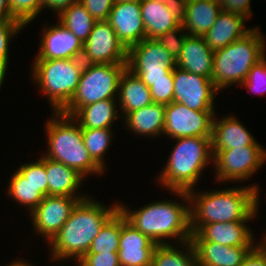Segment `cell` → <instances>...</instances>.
<instances>
[{
  "label": "cell",
  "instance_id": "2",
  "mask_svg": "<svg viewBox=\"0 0 266 266\" xmlns=\"http://www.w3.org/2000/svg\"><path fill=\"white\" fill-rule=\"evenodd\" d=\"M167 193L178 198L152 201L135 210L119 199V210L131 225L157 244H173L174 241L178 244L189 241L192 233L188 192L167 191Z\"/></svg>",
  "mask_w": 266,
  "mask_h": 266
},
{
  "label": "cell",
  "instance_id": "46",
  "mask_svg": "<svg viewBox=\"0 0 266 266\" xmlns=\"http://www.w3.org/2000/svg\"><path fill=\"white\" fill-rule=\"evenodd\" d=\"M0 19H15L12 16L8 0H0Z\"/></svg>",
  "mask_w": 266,
  "mask_h": 266
},
{
  "label": "cell",
  "instance_id": "42",
  "mask_svg": "<svg viewBox=\"0 0 266 266\" xmlns=\"http://www.w3.org/2000/svg\"><path fill=\"white\" fill-rule=\"evenodd\" d=\"M222 10L244 15L250 19L252 15L251 0H217Z\"/></svg>",
  "mask_w": 266,
  "mask_h": 266
},
{
  "label": "cell",
  "instance_id": "33",
  "mask_svg": "<svg viewBox=\"0 0 266 266\" xmlns=\"http://www.w3.org/2000/svg\"><path fill=\"white\" fill-rule=\"evenodd\" d=\"M121 234V212L118 210L100 229L86 254L117 253Z\"/></svg>",
  "mask_w": 266,
  "mask_h": 266
},
{
  "label": "cell",
  "instance_id": "11",
  "mask_svg": "<svg viewBox=\"0 0 266 266\" xmlns=\"http://www.w3.org/2000/svg\"><path fill=\"white\" fill-rule=\"evenodd\" d=\"M173 102L182 103L195 111H215V99L219 91L212 79L190 73L179 67L173 69Z\"/></svg>",
  "mask_w": 266,
  "mask_h": 266
},
{
  "label": "cell",
  "instance_id": "26",
  "mask_svg": "<svg viewBox=\"0 0 266 266\" xmlns=\"http://www.w3.org/2000/svg\"><path fill=\"white\" fill-rule=\"evenodd\" d=\"M119 110L117 99H105L83 106L72 118L82 129H114L115 121L123 120Z\"/></svg>",
  "mask_w": 266,
  "mask_h": 266
},
{
  "label": "cell",
  "instance_id": "24",
  "mask_svg": "<svg viewBox=\"0 0 266 266\" xmlns=\"http://www.w3.org/2000/svg\"><path fill=\"white\" fill-rule=\"evenodd\" d=\"M165 107L166 105L152 103L141 109L130 112L124 119L126 130L128 129L133 135L146 136L156 139L163 137L165 126Z\"/></svg>",
  "mask_w": 266,
  "mask_h": 266
},
{
  "label": "cell",
  "instance_id": "1",
  "mask_svg": "<svg viewBox=\"0 0 266 266\" xmlns=\"http://www.w3.org/2000/svg\"><path fill=\"white\" fill-rule=\"evenodd\" d=\"M211 190L188 191L191 233H195L202 225L251 222L258 216L261 194L258 183Z\"/></svg>",
  "mask_w": 266,
  "mask_h": 266
},
{
  "label": "cell",
  "instance_id": "36",
  "mask_svg": "<svg viewBox=\"0 0 266 266\" xmlns=\"http://www.w3.org/2000/svg\"><path fill=\"white\" fill-rule=\"evenodd\" d=\"M12 16L25 27L43 12L42 0H8Z\"/></svg>",
  "mask_w": 266,
  "mask_h": 266
},
{
  "label": "cell",
  "instance_id": "6",
  "mask_svg": "<svg viewBox=\"0 0 266 266\" xmlns=\"http://www.w3.org/2000/svg\"><path fill=\"white\" fill-rule=\"evenodd\" d=\"M259 28L255 26L244 37L213 51L212 81L219 92L232 85H241L253 65L266 56V36Z\"/></svg>",
  "mask_w": 266,
  "mask_h": 266
},
{
  "label": "cell",
  "instance_id": "13",
  "mask_svg": "<svg viewBox=\"0 0 266 266\" xmlns=\"http://www.w3.org/2000/svg\"><path fill=\"white\" fill-rule=\"evenodd\" d=\"M127 52L110 23L102 20L83 43L81 58L87 64H127Z\"/></svg>",
  "mask_w": 266,
  "mask_h": 266
},
{
  "label": "cell",
  "instance_id": "37",
  "mask_svg": "<svg viewBox=\"0 0 266 266\" xmlns=\"http://www.w3.org/2000/svg\"><path fill=\"white\" fill-rule=\"evenodd\" d=\"M240 86L253 94L266 95V56L253 65Z\"/></svg>",
  "mask_w": 266,
  "mask_h": 266
},
{
  "label": "cell",
  "instance_id": "5",
  "mask_svg": "<svg viewBox=\"0 0 266 266\" xmlns=\"http://www.w3.org/2000/svg\"><path fill=\"white\" fill-rule=\"evenodd\" d=\"M44 131L48 146L43 155L76 170L85 179L102 176L105 171L91 158L82 138V128L68 115L52 112Z\"/></svg>",
  "mask_w": 266,
  "mask_h": 266
},
{
  "label": "cell",
  "instance_id": "7",
  "mask_svg": "<svg viewBox=\"0 0 266 266\" xmlns=\"http://www.w3.org/2000/svg\"><path fill=\"white\" fill-rule=\"evenodd\" d=\"M82 58L33 60L30 79L47 98L51 112H61L74 96L84 68Z\"/></svg>",
  "mask_w": 266,
  "mask_h": 266
},
{
  "label": "cell",
  "instance_id": "38",
  "mask_svg": "<svg viewBox=\"0 0 266 266\" xmlns=\"http://www.w3.org/2000/svg\"><path fill=\"white\" fill-rule=\"evenodd\" d=\"M188 36L189 35L183 26L180 25L176 29L160 35L156 40L160 42L174 58L177 59Z\"/></svg>",
  "mask_w": 266,
  "mask_h": 266
},
{
  "label": "cell",
  "instance_id": "40",
  "mask_svg": "<svg viewBox=\"0 0 266 266\" xmlns=\"http://www.w3.org/2000/svg\"><path fill=\"white\" fill-rule=\"evenodd\" d=\"M96 21L108 20L115 0H79Z\"/></svg>",
  "mask_w": 266,
  "mask_h": 266
},
{
  "label": "cell",
  "instance_id": "8",
  "mask_svg": "<svg viewBox=\"0 0 266 266\" xmlns=\"http://www.w3.org/2000/svg\"><path fill=\"white\" fill-rule=\"evenodd\" d=\"M127 64H84L77 90L62 114L73 116L80 108L105 99H117L119 81Z\"/></svg>",
  "mask_w": 266,
  "mask_h": 266
},
{
  "label": "cell",
  "instance_id": "31",
  "mask_svg": "<svg viewBox=\"0 0 266 266\" xmlns=\"http://www.w3.org/2000/svg\"><path fill=\"white\" fill-rule=\"evenodd\" d=\"M57 18L81 43L86 41L97 22L79 1L64 9Z\"/></svg>",
  "mask_w": 266,
  "mask_h": 266
},
{
  "label": "cell",
  "instance_id": "12",
  "mask_svg": "<svg viewBox=\"0 0 266 266\" xmlns=\"http://www.w3.org/2000/svg\"><path fill=\"white\" fill-rule=\"evenodd\" d=\"M215 112L217 111H195L182 103L171 102L165 107L163 137L172 140L185 137H211Z\"/></svg>",
  "mask_w": 266,
  "mask_h": 266
},
{
  "label": "cell",
  "instance_id": "51",
  "mask_svg": "<svg viewBox=\"0 0 266 266\" xmlns=\"http://www.w3.org/2000/svg\"><path fill=\"white\" fill-rule=\"evenodd\" d=\"M186 1H187V3H188V2L196 1V0H186ZM210 1H217V0H210Z\"/></svg>",
  "mask_w": 266,
  "mask_h": 266
},
{
  "label": "cell",
  "instance_id": "50",
  "mask_svg": "<svg viewBox=\"0 0 266 266\" xmlns=\"http://www.w3.org/2000/svg\"><path fill=\"white\" fill-rule=\"evenodd\" d=\"M4 84V81L0 78V90H1V86Z\"/></svg>",
  "mask_w": 266,
  "mask_h": 266
},
{
  "label": "cell",
  "instance_id": "34",
  "mask_svg": "<svg viewBox=\"0 0 266 266\" xmlns=\"http://www.w3.org/2000/svg\"><path fill=\"white\" fill-rule=\"evenodd\" d=\"M24 28L26 27L16 19H0V78L3 81H5L8 67H10L8 66L10 44Z\"/></svg>",
  "mask_w": 266,
  "mask_h": 266
},
{
  "label": "cell",
  "instance_id": "41",
  "mask_svg": "<svg viewBox=\"0 0 266 266\" xmlns=\"http://www.w3.org/2000/svg\"><path fill=\"white\" fill-rule=\"evenodd\" d=\"M75 266H120L118 253L85 254Z\"/></svg>",
  "mask_w": 266,
  "mask_h": 266
},
{
  "label": "cell",
  "instance_id": "18",
  "mask_svg": "<svg viewBox=\"0 0 266 266\" xmlns=\"http://www.w3.org/2000/svg\"><path fill=\"white\" fill-rule=\"evenodd\" d=\"M249 222L210 223L192 233L190 241H212L232 247H255L254 233Z\"/></svg>",
  "mask_w": 266,
  "mask_h": 266
},
{
  "label": "cell",
  "instance_id": "20",
  "mask_svg": "<svg viewBox=\"0 0 266 266\" xmlns=\"http://www.w3.org/2000/svg\"><path fill=\"white\" fill-rule=\"evenodd\" d=\"M247 20L244 15L222 10L203 38L212 51L223 49L253 29L245 26Z\"/></svg>",
  "mask_w": 266,
  "mask_h": 266
},
{
  "label": "cell",
  "instance_id": "35",
  "mask_svg": "<svg viewBox=\"0 0 266 266\" xmlns=\"http://www.w3.org/2000/svg\"><path fill=\"white\" fill-rule=\"evenodd\" d=\"M22 176L38 188V191L45 197L48 195V180L45 171V156L36 161H27L17 167Z\"/></svg>",
  "mask_w": 266,
  "mask_h": 266
},
{
  "label": "cell",
  "instance_id": "4",
  "mask_svg": "<svg viewBox=\"0 0 266 266\" xmlns=\"http://www.w3.org/2000/svg\"><path fill=\"white\" fill-rule=\"evenodd\" d=\"M172 142L174 147L154 182L167 191L188 192L195 189L204 169L213 165L211 137H185Z\"/></svg>",
  "mask_w": 266,
  "mask_h": 266
},
{
  "label": "cell",
  "instance_id": "47",
  "mask_svg": "<svg viewBox=\"0 0 266 266\" xmlns=\"http://www.w3.org/2000/svg\"><path fill=\"white\" fill-rule=\"evenodd\" d=\"M34 263H30L29 259L27 260L25 258V260L22 258H17L13 261H11L10 263H8L7 265L5 266H36V265H33Z\"/></svg>",
  "mask_w": 266,
  "mask_h": 266
},
{
  "label": "cell",
  "instance_id": "9",
  "mask_svg": "<svg viewBox=\"0 0 266 266\" xmlns=\"http://www.w3.org/2000/svg\"><path fill=\"white\" fill-rule=\"evenodd\" d=\"M255 141L235 149L212 150L215 183H245L253 178L266 162V149Z\"/></svg>",
  "mask_w": 266,
  "mask_h": 266
},
{
  "label": "cell",
  "instance_id": "25",
  "mask_svg": "<svg viewBox=\"0 0 266 266\" xmlns=\"http://www.w3.org/2000/svg\"><path fill=\"white\" fill-rule=\"evenodd\" d=\"M117 103L123 119L130 112L153 103L150 88L127 68L122 73L119 81Z\"/></svg>",
  "mask_w": 266,
  "mask_h": 266
},
{
  "label": "cell",
  "instance_id": "44",
  "mask_svg": "<svg viewBox=\"0 0 266 266\" xmlns=\"http://www.w3.org/2000/svg\"><path fill=\"white\" fill-rule=\"evenodd\" d=\"M79 0H42V8L51 10L59 15L64 9H67L72 4L77 3Z\"/></svg>",
  "mask_w": 266,
  "mask_h": 266
},
{
  "label": "cell",
  "instance_id": "17",
  "mask_svg": "<svg viewBox=\"0 0 266 266\" xmlns=\"http://www.w3.org/2000/svg\"><path fill=\"white\" fill-rule=\"evenodd\" d=\"M107 21L127 50L147 38L140 2H115Z\"/></svg>",
  "mask_w": 266,
  "mask_h": 266
},
{
  "label": "cell",
  "instance_id": "32",
  "mask_svg": "<svg viewBox=\"0 0 266 266\" xmlns=\"http://www.w3.org/2000/svg\"><path fill=\"white\" fill-rule=\"evenodd\" d=\"M114 129H82V138L91 158L106 172L107 165L105 154L107 153L115 137Z\"/></svg>",
  "mask_w": 266,
  "mask_h": 266
},
{
  "label": "cell",
  "instance_id": "14",
  "mask_svg": "<svg viewBox=\"0 0 266 266\" xmlns=\"http://www.w3.org/2000/svg\"><path fill=\"white\" fill-rule=\"evenodd\" d=\"M80 201L78 197L51 196L44 197L42 202L30 213V222L34 233L49 243L69 219L73 208Z\"/></svg>",
  "mask_w": 266,
  "mask_h": 266
},
{
  "label": "cell",
  "instance_id": "22",
  "mask_svg": "<svg viewBox=\"0 0 266 266\" xmlns=\"http://www.w3.org/2000/svg\"><path fill=\"white\" fill-rule=\"evenodd\" d=\"M214 54L205 39L188 36L176 59L177 67L212 79Z\"/></svg>",
  "mask_w": 266,
  "mask_h": 266
},
{
  "label": "cell",
  "instance_id": "29",
  "mask_svg": "<svg viewBox=\"0 0 266 266\" xmlns=\"http://www.w3.org/2000/svg\"><path fill=\"white\" fill-rule=\"evenodd\" d=\"M151 266H198L192 242L189 240L178 244H158Z\"/></svg>",
  "mask_w": 266,
  "mask_h": 266
},
{
  "label": "cell",
  "instance_id": "19",
  "mask_svg": "<svg viewBox=\"0 0 266 266\" xmlns=\"http://www.w3.org/2000/svg\"><path fill=\"white\" fill-rule=\"evenodd\" d=\"M215 113L212 124L211 148L212 150L235 149L252 145L256 139L242 121L232 113L220 118Z\"/></svg>",
  "mask_w": 266,
  "mask_h": 266
},
{
  "label": "cell",
  "instance_id": "28",
  "mask_svg": "<svg viewBox=\"0 0 266 266\" xmlns=\"http://www.w3.org/2000/svg\"><path fill=\"white\" fill-rule=\"evenodd\" d=\"M140 6L142 21L148 39H157L160 35L181 25L159 0H143Z\"/></svg>",
  "mask_w": 266,
  "mask_h": 266
},
{
  "label": "cell",
  "instance_id": "48",
  "mask_svg": "<svg viewBox=\"0 0 266 266\" xmlns=\"http://www.w3.org/2000/svg\"><path fill=\"white\" fill-rule=\"evenodd\" d=\"M262 239H258L256 246L266 255V232Z\"/></svg>",
  "mask_w": 266,
  "mask_h": 266
},
{
  "label": "cell",
  "instance_id": "21",
  "mask_svg": "<svg viewBox=\"0 0 266 266\" xmlns=\"http://www.w3.org/2000/svg\"><path fill=\"white\" fill-rule=\"evenodd\" d=\"M45 171L48 180V195L78 197L80 200L89 196L79 191V189L82 190L81 186L85 178L76 170L45 157Z\"/></svg>",
  "mask_w": 266,
  "mask_h": 266
},
{
  "label": "cell",
  "instance_id": "45",
  "mask_svg": "<svg viewBox=\"0 0 266 266\" xmlns=\"http://www.w3.org/2000/svg\"><path fill=\"white\" fill-rule=\"evenodd\" d=\"M241 266H266V255L255 246L246 256Z\"/></svg>",
  "mask_w": 266,
  "mask_h": 266
},
{
  "label": "cell",
  "instance_id": "43",
  "mask_svg": "<svg viewBox=\"0 0 266 266\" xmlns=\"http://www.w3.org/2000/svg\"><path fill=\"white\" fill-rule=\"evenodd\" d=\"M182 23L185 19L186 0H159Z\"/></svg>",
  "mask_w": 266,
  "mask_h": 266
},
{
  "label": "cell",
  "instance_id": "15",
  "mask_svg": "<svg viewBox=\"0 0 266 266\" xmlns=\"http://www.w3.org/2000/svg\"><path fill=\"white\" fill-rule=\"evenodd\" d=\"M50 26L44 24L40 33L36 58L34 60H62L81 58L83 43L59 20ZM43 31V32H42Z\"/></svg>",
  "mask_w": 266,
  "mask_h": 266
},
{
  "label": "cell",
  "instance_id": "30",
  "mask_svg": "<svg viewBox=\"0 0 266 266\" xmlns=\"http://www.w3.org/2000/svg\"><path fill=\"white\" fill-rule=\"evenodd\" d=\"M11 173V177L6 188V193L9 199L17 202L19 206L27 209L29 214L42 202L44 196L38 191L32 183L27 181L22 174L16 169Z\"/></svg>",
  "mask_w": 266,
  "mask_h": 266
},
{
  "label": "cell",
  "instance_id": "10",
  "mask_svg": "<svg viewBox=\"0 0 266 266\" xmlns=\"http://www.w3.org/2000/svg\"><path fill=\"white\" fill-rule=\"evenodd\" d=\"M174 58L156 39L145 38L127 52V69L150 88V81L173 80Z\"/></svg>",
  "mask_w": 266,
  "mask_h": 266
},
{
  "label": "cell",
  "instance_id": "3",
  "mask_svg": "<svg viewBox=\"0 0 266 266\" xmlns=\"http://www.w3.org/2000/svg\"><path fill=\"white\" fill-rule=\"evenodd\" d=\"M118 203L117 200L106 205L93 196L80 200L69 219L48 243L49 261L65 266L64 262L72 260L76 264L88 252L102 226L119 210Z\"/></svg>",
  "mask_w": 266,
  "mask_h": 266
},
{
  "label": "cell",
  "instance_id": "16",
  "mask_svg": "<svg viewBox=\"0 0 266 266\" xmlns=\"http://www.w3.org/2000/svg\"><path fill=\"white\" fill-rule=\"evenodd\" d=\"M157 243L131 225L121 213L118 259L120 266H151Z\"/></svg>",
  "mask_w": 266,
  "mask_h": 266
},
{
  "label": "cell",
  "instance_id": "23",
  "mask_svg": "<svg viewBox=\"0 0 266 266\" xmlns=\"http://www.w3.org/2000/svg\"><path fill=\"white\" fill-rule=\"evenodd\" d=\"M198 266H241L254 247H232L212 241H191Z\"/></svg>",
  "mask_w": 266,
  "mask_h": 266
},
{
  "label": "cell",
  "instance_id": "39",
  "mask_svg": "<svg viewBox=\"0 0 266 266\" xmlns=\"http://www.w3.org/2000/svg\"><path fill=\"white\" fill-rule=\"evenodd\" d=\"M150 93L153 103L169 105L173 102L174 80L150 81Z\"/></svg>",
  "mask_w": 266,
  "mask_h": 266
},
{
  "label": "cell",
  "instance_id": "27",
  "mask_svg": "<svg viewBox=\"0 0 266 266\" xmlns=\"http://www.w3.org/2000/svg\"><path fill=\"white\" fill-rule=\"evenodd\" d=\"M222 11L217 1L196 0L186 5L185 19L181 23L189 36L203 35L213 26Z\"/></svg>",
  "mask_w": 266,
  "mask_h": 266
},
{
  "label": "cell",
  "instance_id": "49",
  "mask_svg": "<svg viewBox=\"0 0 266 266\" xmlns=\"http://www.w3.org/2000/svg\"><path fill=\"white\" fill-rule=\"evenodd\" d=\"M115 1H116V2H126V3H127V2H128V3H129V2H130V3H131V2H140V3H141L143 0H115Z\"/></svg>",
  "mask_w": 266,
  "mask_h": 266
}]
</instances>
